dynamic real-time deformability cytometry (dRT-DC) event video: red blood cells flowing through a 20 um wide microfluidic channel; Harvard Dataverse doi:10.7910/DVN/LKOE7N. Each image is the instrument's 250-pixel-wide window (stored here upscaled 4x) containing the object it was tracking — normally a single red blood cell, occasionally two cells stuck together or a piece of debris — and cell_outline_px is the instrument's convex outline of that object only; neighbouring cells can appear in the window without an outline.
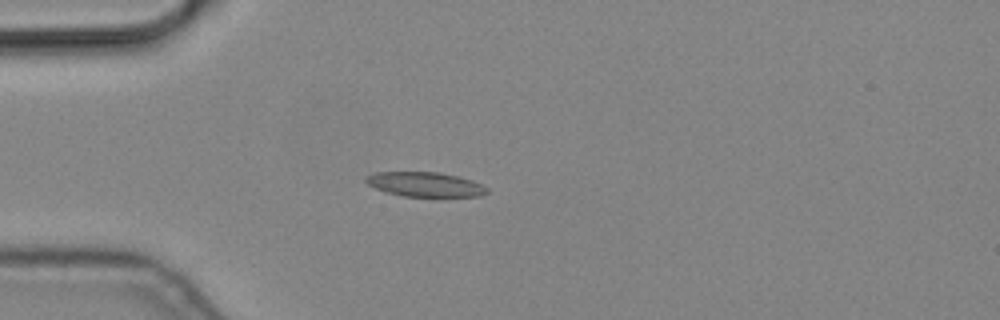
{"species": "common noctule bat (a hibernating species)", "species_latin": "Nyctalus noctula", "temperature_condition": "cold", "stored_images_in_passage": 5, "camera_frame_rate_fps": 3000, "um_per_image_px": 0.085, "animal": {"sex": "male", "body_mass_g": 19.2, "forearm_length_mm": 51.8}, "frame": {"image": 1, "passage_image": 2, "time_ms": 0.333, "image_size_px": [1000, 320], "cell_outline_px": [[488, 192], [480, 196], [404, 196], [384, 192], [368, 184], [364, 180], [364, 176], [376, 172], [440, 172], [472, 180], [488, 188]], "centroid_in_image_um": [36.09, 15.67], "position_along_channel_um": 48.9, "area_um2": 17.28}}
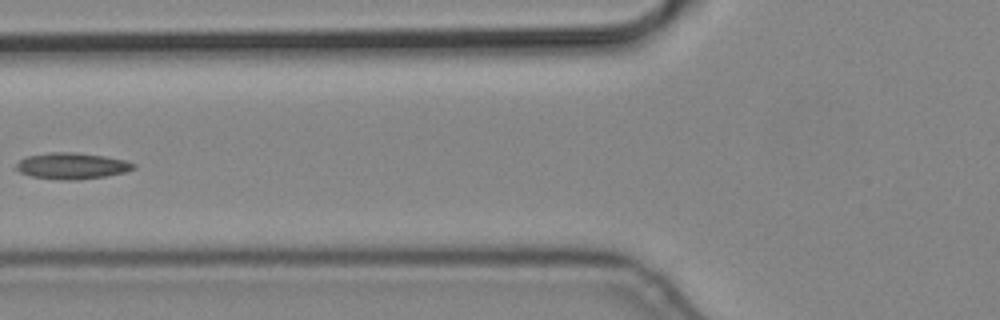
{"frame": {"image": 2, "passage_image": 4, "time_ms": 1.0, "image_size_px": [1000, 320], "cell_outline_px": [[136, 168], [124, 172], [104, 176], [76, 180], [60, 180], [32, 176], [20, 172], [16, 168], [16, 164], [20, 160], [28, 156], [48, 152], [76, 152], [104, 156], [124, 160], [136, 164]], "centroid_in_image_um": [6.11, 14.09], "position_along_channel_um": 119.7, "area_um2": 17.86}}
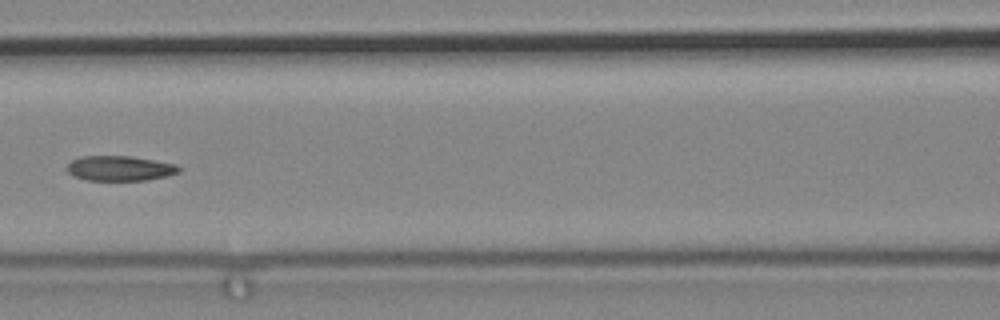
{"frame": {"image": 3, "passage_image": 5, "time_ms": 1.333, "image_size_px": [1000, 320], "cell_outline_px": [[180, 172], [168, 176], [148, 180], [88, 180], [72, 176], [64, 168], [72, 160], [80, 156], [132, 156], [176, 164], [180, 168]], "centroid_in_image_um": [10.17, 14.31], "position_along_channel_um": 156.4, "area_um2": 16.47}}